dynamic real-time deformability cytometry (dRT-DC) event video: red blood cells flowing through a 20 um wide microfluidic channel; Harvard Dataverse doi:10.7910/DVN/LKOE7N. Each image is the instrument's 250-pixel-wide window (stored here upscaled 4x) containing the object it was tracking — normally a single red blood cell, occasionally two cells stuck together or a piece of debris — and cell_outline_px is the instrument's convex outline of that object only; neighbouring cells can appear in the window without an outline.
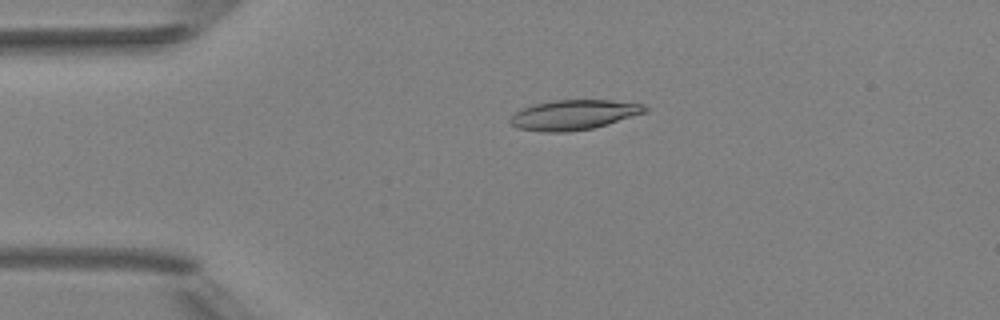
{"species": "Egyptian fruit bat (a non-hibernating species)", "species_latin": "Rousettus aegyptiacus", "temperature_condition": "room temperature", "stored_images_in_passage": 5, "camera_frame_rate_fps": 3000, "um_per_image_px": 0.085, "animal": {"sex": "female"}, "frame": {"image": 1, "passage_image": 4, "time_ms": 3.333, "image_size_px": [1000, 320], "cell_outline_px": [[648, 112], [608, 124], [592, 128], [568, 132], [544, 132], [516, 128], [508, 120], [516, 112], [524, 108], [536, 104], [552, 100], [612, 100], [644, 104], [648, 108]], "centroid_in_image_um": [48.81, 9.76], "position_along_channel_um": 36.2, "area_um2": 23.52}}